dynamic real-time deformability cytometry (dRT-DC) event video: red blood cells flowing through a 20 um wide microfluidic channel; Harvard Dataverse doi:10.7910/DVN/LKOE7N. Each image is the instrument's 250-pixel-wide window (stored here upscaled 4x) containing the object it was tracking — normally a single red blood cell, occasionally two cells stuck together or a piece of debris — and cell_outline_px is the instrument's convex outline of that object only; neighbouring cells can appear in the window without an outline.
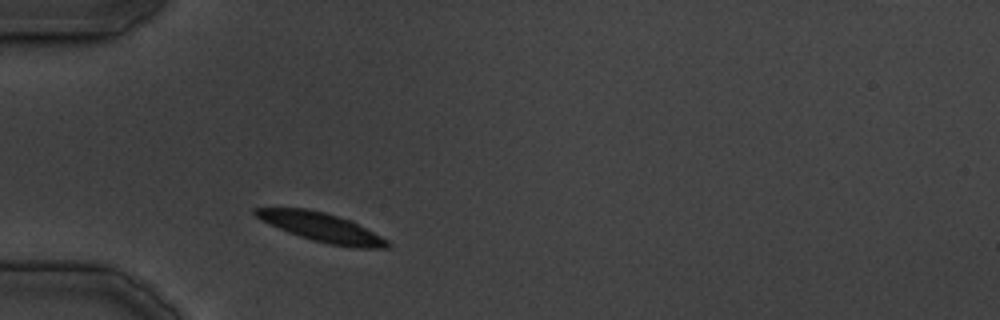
{"species": "common noctule bat (a hibernating species)", "species_latin": "Nyctalus noctula", "temperature_condition": "cold", "stored_images_in_passage": 11, "camera_frame_rate_fps": 3000, "um_per_image_px": 0.085, "animal": {"sex": "male", "body_mass_g": 19.5, "forearm_length_mm": 54.6}, "frame": {"image": 1, "passage_image": 1, "time_ms": 0.0, "image_size_px": [1000, 320], "cell_outline_px": [[392, 244], [388, 248], [356, 248], [332, 244], [312, 240], [288, 232], [260, 220], [252, 212], [252, 208], [308, 208], [324, 212], [352, 220], [388, 240]], "centroid_in_image_um": [27.35, 19.31], "position_along_channel_um": 57.6, "area_um2": 22.25}}
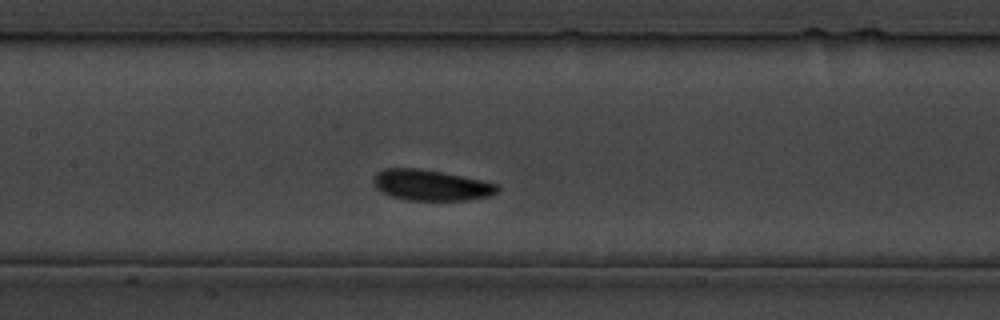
{"frame": {"image": 2, "passage_image": 8, "time_ms": 8.667, "image_size_px": [1000, 320], "cell_outline_px": [[500, 188], [492, 196], [468, 200], [404, 200], [380, 192], [376, 188], [372, 180], [376, 172], [384, 168], [416, 168], [440, 172], [484, 180], [500, 184]], "centroid_in_image_um": [36.64, 15.74], "position_along_channel_um": 170.8, "area_um2": 22.48}}